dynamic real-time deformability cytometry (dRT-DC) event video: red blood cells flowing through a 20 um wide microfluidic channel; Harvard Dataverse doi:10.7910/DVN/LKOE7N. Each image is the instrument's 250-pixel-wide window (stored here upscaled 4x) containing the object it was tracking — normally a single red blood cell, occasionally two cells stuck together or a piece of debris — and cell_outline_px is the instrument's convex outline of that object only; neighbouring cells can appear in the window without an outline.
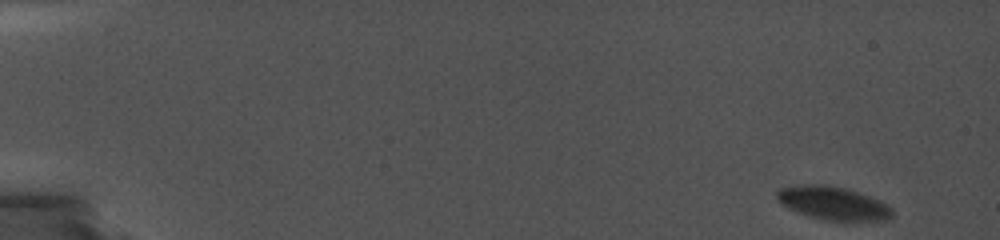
{"species": "common noctule bat (a hibernating species)", "species_latin": "Nyctalus noctula", "temperature_condition": "cold", "stored_images_in_passage": 41, "camera_frame_rate_fps": 5000, "um_per_image_px": 0.085, "animal": {"sex": "female", "body_mass_g": 19.0, "forearm_length_mm": 56.7}, "frame": {"image": 1, "passage_image": 1, "time_ms": 0.0, "image_size_px": [1000, 240], "cell_outline_px": [[892, 220], [844, 224], [820, 220], [808, 216], [788, 208], [780, 204], [776, 200], [776, 192], [780, 188], [800, 184], [828, 184], [848, 188], [880, 200], [888, 204], [892, 208]], "centroid_in_image_um": [70.86, 17.32], "position_along_channel_um": 14.1, "area_um2": 23.81}}
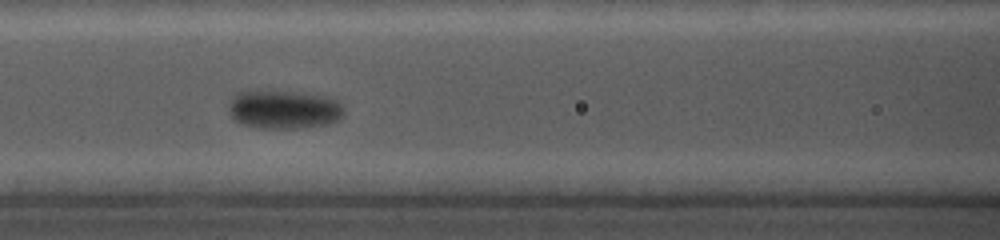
{"frame": {"image": 2, "passage_image": 23, "time_ms": 8.4, "image_size_px": [1000, 240], "cell_outline_px": [[344, 116], [328, 124], [300, 128], [256, 128], [244, 124], [236, 120], [232, 116], [228, 108], [236, 92], [256, 88], [292, 92], [324, 96], [336, 100], [344, 108]], "centroid_in_image_um": [24.1, 9.28], "position_along_channel_um": 142.5, "area_um2": 26.24}}
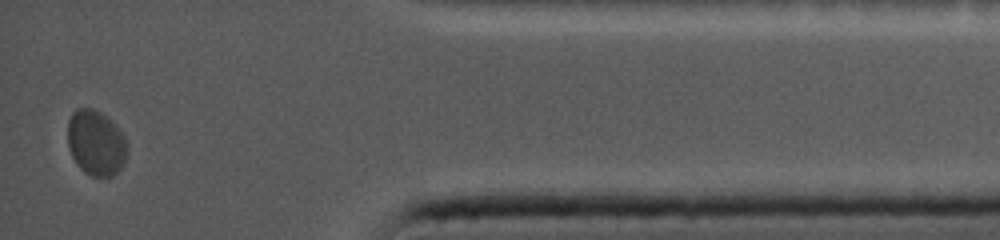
{"frame": {"image": 3, "passage_image": 41, "time_ms": 17.2, "image_size_px": [1000, 240], "cell_outline_px": [[128, 152], [120, 168], [112, 176], [92, 176], [84, 172], [76, 164], [72, 156], [68, 144], [68, 120], [72, 112], [76, 108], [92, 108], [100, 112], [124, 136], [128, 144]], "centroid_in_image_um": [8.13, 12.15], "position_along_channel_um": 427.1, "area_um2": 22.43}, "authors_computed_cell_mechanics": {"area_um2": 23.2934, "velocity_mm_per_s": 3.4828, "shape_relaxation_time_tau1_ms": 0.4372, "shape_relaxation_time_tau2_ms": null, "deformation_change_tau1": 0.0339, "deformation_change_tau2": null}}